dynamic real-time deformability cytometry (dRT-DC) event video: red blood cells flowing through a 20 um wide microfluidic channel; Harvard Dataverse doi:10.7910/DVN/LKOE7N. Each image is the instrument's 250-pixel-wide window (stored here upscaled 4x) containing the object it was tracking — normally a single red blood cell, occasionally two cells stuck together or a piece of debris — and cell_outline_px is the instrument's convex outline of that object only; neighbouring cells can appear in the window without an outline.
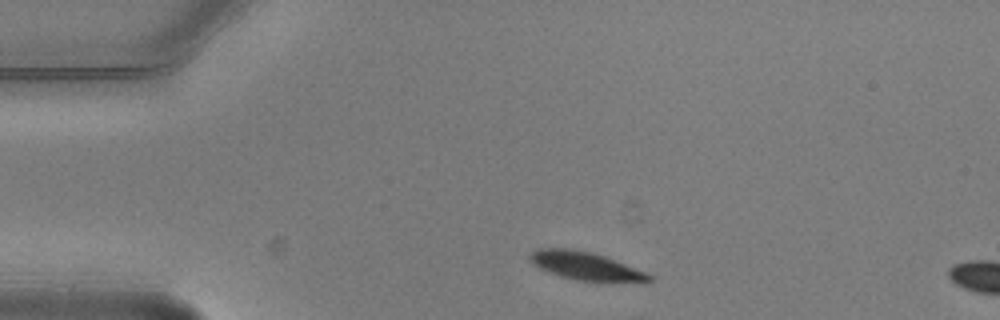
{"species": "common noctule bat (a hibernating species)", "species_latin": "Nyctalus noctula", "temperature_condition": "warm", "stored_images_in_passage": 2, "camera_frame_rate_fps": 3000, "um_per_image_px": 0.085, "animal": {"sex": "male", "body_mass_g": 20.5, "forearm_length_mm": 52.5}, "frame": {"image": 1, "passage_image": 1, "time_ms": 0.0, "image_size_px": [1000, 320], "cell_outline_px": [[652, 280], [608, 284], [576, 280], [560, 276], [548, 272], [532, 264], [528, 260], [528, 256], [532, 252], [540, 248], [564, 248], [588, 252], [604, 256], [644, 272], [652, 276]], "centroid_in_image_um": [49.74, 22.65], "position_along_channel_um": 35.3, "area_um2": 19.65}}